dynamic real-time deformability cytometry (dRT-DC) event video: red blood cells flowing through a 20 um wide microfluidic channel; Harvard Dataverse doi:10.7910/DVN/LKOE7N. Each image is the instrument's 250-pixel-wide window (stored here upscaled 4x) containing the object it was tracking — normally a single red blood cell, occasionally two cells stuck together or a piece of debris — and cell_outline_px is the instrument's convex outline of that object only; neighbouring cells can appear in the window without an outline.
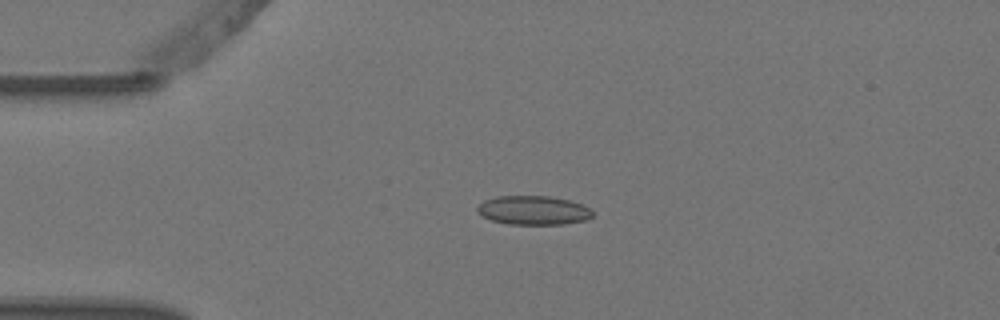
{"species": "Egyptian fruit bat (a non-hibernating species)", "species_latin": "Rousettus aegyptiacus", "temperature_condition": "warm", "stored_images_in_passage": 5, "camera_frame_rate_fps": 3000, "um_per_image_px": 0.085, "animal": {"sex": "female"}, "frame": {"image": 1, "passage_image": 4, "time_ms": 1.0, "image_size_px": [1000, 320], "cell_outline_px": [[592, 216], [584, 220], [564, 224], [508, 224], [492, 220], [476, 212], [476, 208], [484, 200], [496, 196], [548, 196], [568, 200], [580, 204], [588, 208], [592, 212]], "centroid_in_image_um": [45.29, 17.87], "position_along_channel_um": 39.7, "area_um2": 19.25}}